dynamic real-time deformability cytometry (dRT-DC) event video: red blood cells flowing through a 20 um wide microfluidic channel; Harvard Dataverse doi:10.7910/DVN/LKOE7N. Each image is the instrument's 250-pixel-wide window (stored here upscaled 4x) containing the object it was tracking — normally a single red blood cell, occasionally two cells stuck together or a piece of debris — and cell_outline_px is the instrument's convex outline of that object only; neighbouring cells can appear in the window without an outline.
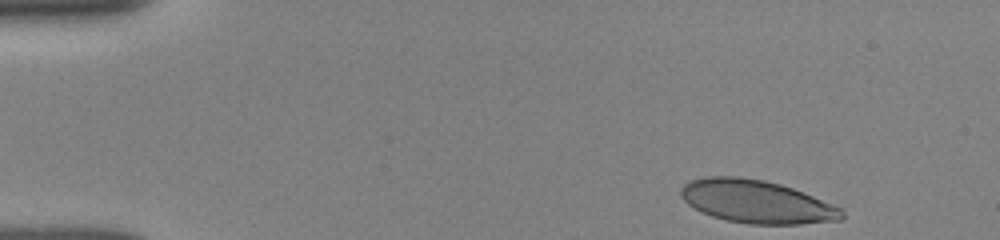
{"species": "human", "species_latin": "Homo sapiens", "temperature_condition": "room temperature", "stored_images_in_passage": 31, "camera_frame_rate_fps": 3000, "um_per_image_px": 0.085, "donor": {"sex": "female"}, "frame": {"image": 1, "passage_image": 1, "time_ms": 0.0, "image_size_px": [1000, 240], "cell_outline_px": [[844, 216], [840, 220], [800, 224], [748, 224], [728, 220], [712, 216], [688, 204], [680, 196], [680, 188], [684, 184], [692, 180], [704, 176], [740, 176], [764, 180], [780, 184], [792, 188], [844, 208]], "centroid_in_image_um": [64.32, 17.13], "position_along_channel_um": 20.7, "area_um2": 40.34}}
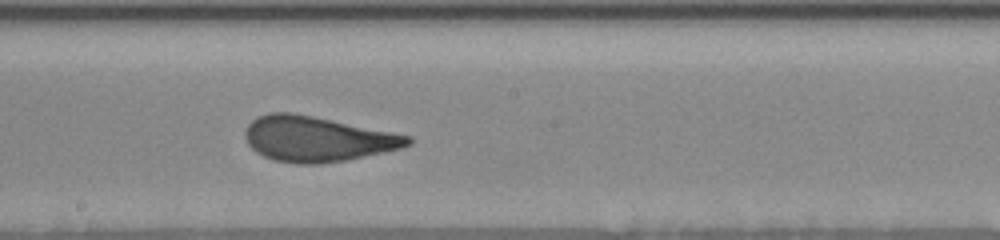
{"frame": {"image": 2, "passage_image": 18, "time_ms": 7.667, "image_size_px": [1000, 240], "cell_outline_px": [[412, 144], [400, 148], [344, 160], [320, 164], [300, 164], [272, 160], [256, 152], [248, 144], [244, 136], [244, 132], [248, 124], [256, 116], [272, 112], [292, 112], [412, 136]], "centroid_in_image_um": [26.91, 11.8], "position_along_channel_um": 221.3, "area_um2": 42.66}}
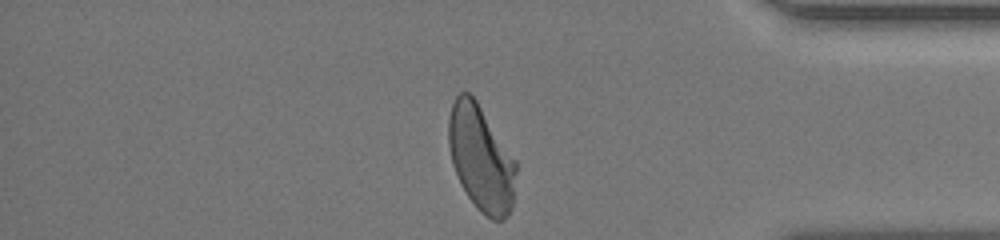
{"frame": {"image": 3, "passage_image": 31, "time_ms": 12.667, "image_size_px": [1000, 240], "cell_outline_px": [[516, 172], [512, 208], [504, 220], [492, 220], [484, 216], [476, 208], [460, 184], [452, 164], [448, 144], [448, 120], [452, 104], [456, 96], [460, 92], [468, 92], [476, 100], [516, 160]], "centroid_in_image_um": [40.88, 13.48], "position_along_channel_um": 394.3, "area_um2": 41.67}, "authors_computed_cell_mechanics": {"area_um2": 42.194, "velocity_mm_per_s": 3.8711, "shape_relaxation_time_tau1_ms": 3.7727, "shape_relaxation_time_tau2_ms": 0.0114, "deformation_change_tau1": 0.1731, "deformation_change_tau2": 0.086}}